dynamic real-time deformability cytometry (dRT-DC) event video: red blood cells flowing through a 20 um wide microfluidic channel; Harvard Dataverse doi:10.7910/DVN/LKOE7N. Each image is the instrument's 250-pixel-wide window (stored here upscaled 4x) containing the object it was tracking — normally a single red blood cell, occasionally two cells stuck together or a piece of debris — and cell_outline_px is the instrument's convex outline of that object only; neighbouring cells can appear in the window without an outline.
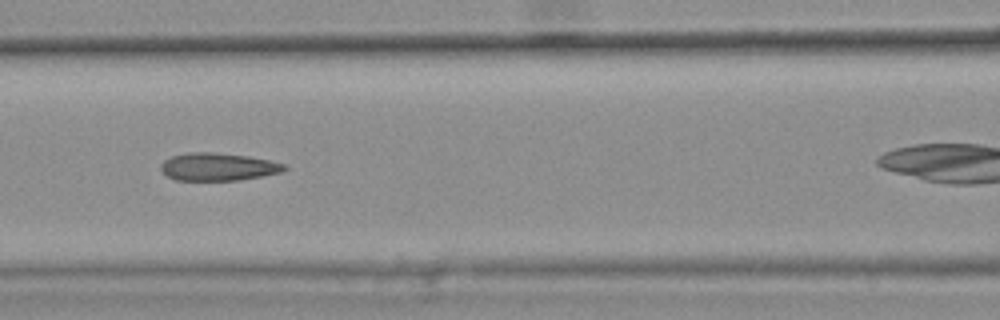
{"species": "common noctule bat (a hibernating species)", "species_latin": "Nyctalus noctula", "temperature_condition": "warm", "stored_images_in_passage": 7, "camera_frame_rate_fps": 3000, "um_per_image_px": 0.085, "animal": {"sex": "female", "body_mass_g": 25.1}, "frame": {"image": 1, "passage_image": 4, "time_ms": 1.0, "image_size_px": [1000, 320], "cell_outline_px": [[288, 168], [284, 172], [240, 180], [176, 180], [168, 176], [160, 168], [160, 164], [164, 160], [172, 156], [188, 152], [212, 152], [248, 156], [268, 160], [284, 164]], "centroid_in_image_um": [18.55, 14.18], "position_along_channel_um": 148.1, "area_um2": 19.94}}